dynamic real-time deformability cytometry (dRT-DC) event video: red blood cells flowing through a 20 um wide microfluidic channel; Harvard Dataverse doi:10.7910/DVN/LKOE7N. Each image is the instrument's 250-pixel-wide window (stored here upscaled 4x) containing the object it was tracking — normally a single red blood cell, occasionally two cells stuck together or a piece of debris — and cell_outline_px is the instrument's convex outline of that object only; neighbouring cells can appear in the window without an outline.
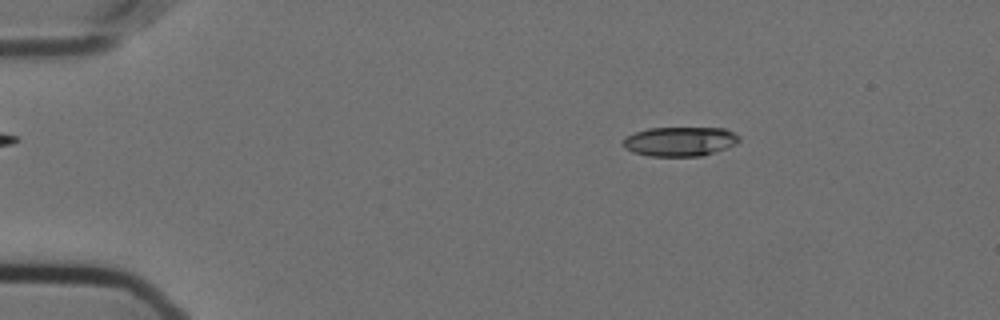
{"species": "Egyptian fruit bat (a non-hibernating species)", "species_latin": "Rousettus aegyptiacus", "temperature_condition": "cold", "stored_images_in_passage": 49, "camera_frame_rate_fps": 3000, "um_per_image_px": 0.085, "animal": {"sex": "female"}, "frame": {"image": 1, "passage_image": 9, "time_ms": 2.667, "image_size_px": [1000, 320], "cell_outline_px": [[740, 140], [736, 144], [728, 148], [704, 156], [648, 156], [632, 152], [624, 148], [620, 144], [624, 136], [648, 128], [724, 128], [740, 136]], "centroid_in_image_um": [57.76, 12.03], "position_along_channel_um": 27.2, "area_um2": 20.23}}
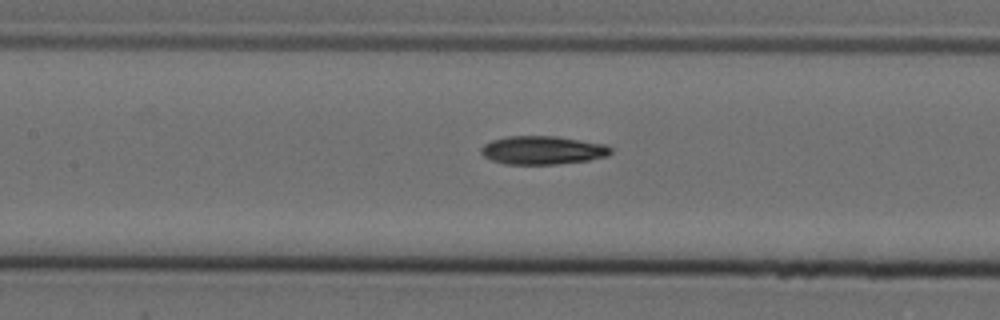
{"frame": {"image": 2, "passage_image": 26, "time_ms": 8.333, "image_size_px": [1000, 320], "cell_outline_px": [[612, 152], [608, 156], [588, 160], [556, 164], [504, 164], [492, 160], [484, 156], [480, 152], [480, 148], [484, 144], [492, 140], [508, 136], [556, 136], [608, 144], [612, 148]], "centroid_in_image_um": [46.15, 12.76], "position_along_channel_um": 161.3, "area_um2": 21.62}}
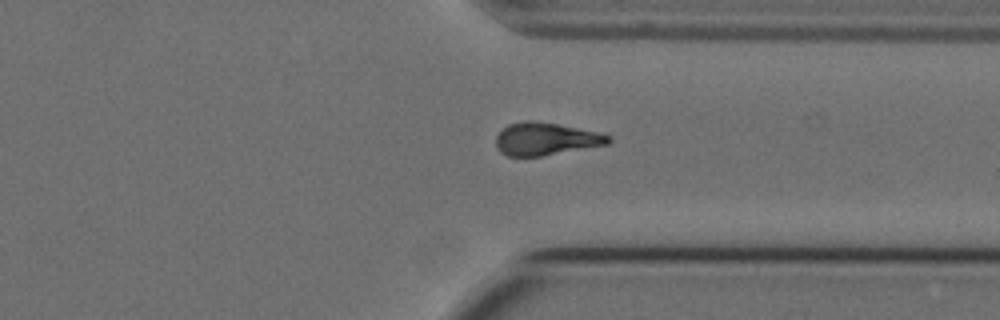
{"frame": {"image": 3, "passage_image": 43, "time_ms": 14.0, "image_size_px": [1000, 320], "cell_outline_px": [[612, 140], [608, 144], [540, 156], [508, 156], [500, 152], [496, 148], [496, 136], [508, 124], [528, 120], [556, 124], [600, 132], [612, 136]], "centroid_in_image_um": [46.4, 11.81], "position_along_channel_um": 365.0, "area_um2": 21.21}}